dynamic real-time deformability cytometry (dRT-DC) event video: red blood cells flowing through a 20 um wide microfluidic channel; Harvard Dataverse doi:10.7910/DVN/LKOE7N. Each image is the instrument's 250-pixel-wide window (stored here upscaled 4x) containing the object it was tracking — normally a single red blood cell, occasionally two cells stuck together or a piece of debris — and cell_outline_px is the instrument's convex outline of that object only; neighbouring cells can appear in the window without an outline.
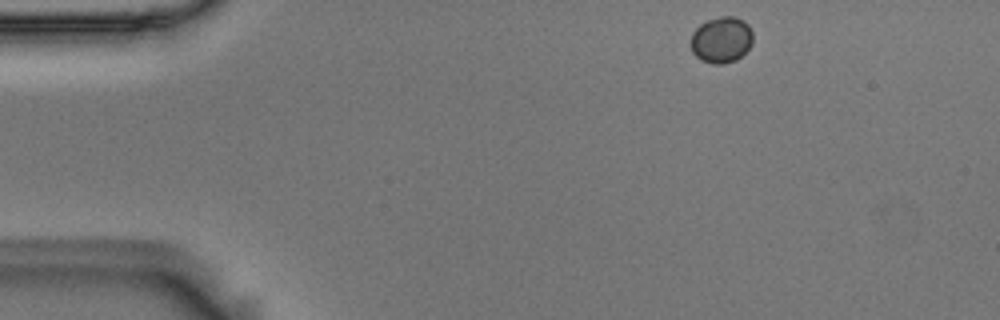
{"species": "Egyptian fruit bat (a non-hibernating species)", "species_latin": "Rousettus aegyptiacus", "temperature_condition": "room temperature", "stored_images_in_passage": 3, "camera_frame_rate_fps": 3000, "um_per_image_px": 0.085, "animal": {"sex": "male"}, "frame": {"image": 1, "passage_image": 1, "time_ms": 0.0, "image_size_px": [1000, 320], "cell_outline_px": [[752, 44], [736, 60], [724, 64], [712, 64], [700, 60], [692, 52], [692, 32], [700, 24], [708, 20], [720, 16], [736, 16], [744, 20], [748, 24], [752, 32]], "centroid_in_image_um": [61.32, 3.38], "position_along_channel_um": 23.7, "area_um2": 16.76}}